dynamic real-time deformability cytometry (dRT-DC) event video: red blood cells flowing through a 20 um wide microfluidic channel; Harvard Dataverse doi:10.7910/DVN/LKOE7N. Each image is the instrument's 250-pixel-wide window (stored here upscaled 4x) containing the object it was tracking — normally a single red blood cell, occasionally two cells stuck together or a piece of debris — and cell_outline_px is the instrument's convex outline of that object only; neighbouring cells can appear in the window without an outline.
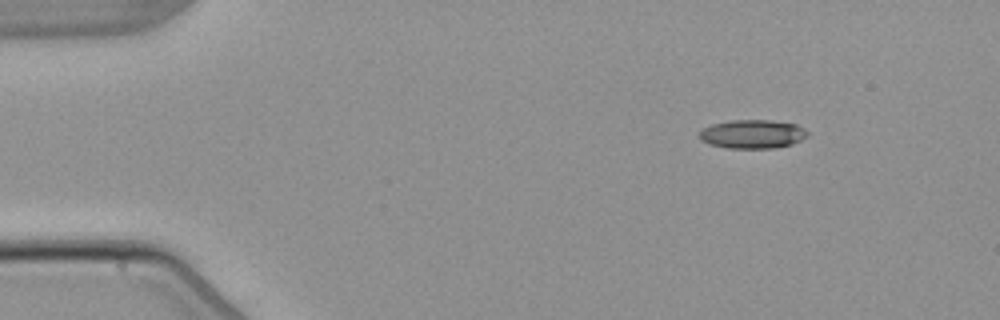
{"species": "common noctule bat (a hibernating species)", "species_latin": "Nyctalus noctula", "temperature_condition": "warm", "stored_images_in_passage": 3, "camera_frame_rate_fps": 3000, "um_per_image_px": 0.085, "animal": {"sex": "male", "body_mass_g": 21.5, "forearm_length_mm": 52.0}, "frame": {"image": 1, "passage_image": 1, "time_ms": 0.0, "image_size_px": [1000, 320], "cell_outline_px": [[808, 136], [792, 144], [776, 148], [728, 148], [708, 144], [700, 140], [700, 132], [704, 128], [712, 124], [732, 120], [772, 120], [796, 124], [804, 128], [808, 132]], "centroid_in_image_um": [63.98, 11.4], "position_along_channel_um": 21.0, "area_um2": 18.15}}